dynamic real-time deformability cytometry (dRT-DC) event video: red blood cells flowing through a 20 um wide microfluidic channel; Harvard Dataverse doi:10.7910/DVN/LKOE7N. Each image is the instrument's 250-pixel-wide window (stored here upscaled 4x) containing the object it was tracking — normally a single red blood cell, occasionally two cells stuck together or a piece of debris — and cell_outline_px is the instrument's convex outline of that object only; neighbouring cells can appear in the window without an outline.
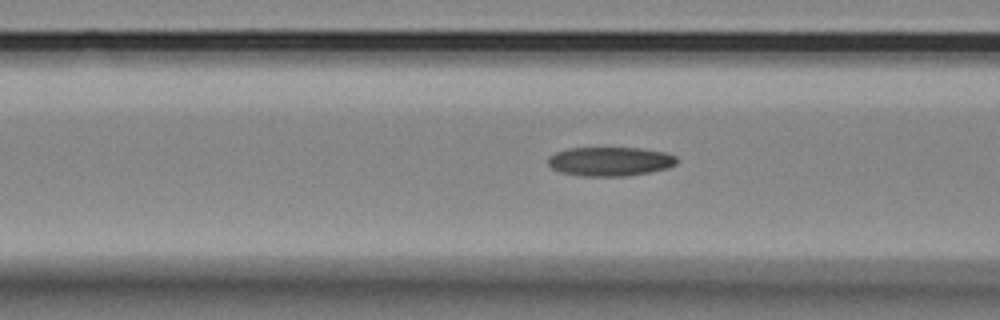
{"species": "Egyptian fruit bat (a non-hibernating species)", "species_latin": "Rousettus aegyptiacus", "temperature_condition": "room temperature", "stored_images_in_passage": 9, "camera_frame_rate_fps": 3000, "um_per_image_px": 0.085, "animal": {"sex": "female"}, "frame": {"image": 1, "passage_image": 7, "time_ms": 2.0, "image_size_px": [1000, 320], "cell_outline_px": [[680, 160], [676, 164], [668, 168], [628, 176], [580, 176], [560, 172], [552, 168], [548, 164], [548, 156], [556, 152], [568, 148], [644, 148], [664, 152], [676, 156]], "centroid_in_image_um": [51.87, 13.72], "position_along_channel_um": 114.7, "area_um2": 22.02}}